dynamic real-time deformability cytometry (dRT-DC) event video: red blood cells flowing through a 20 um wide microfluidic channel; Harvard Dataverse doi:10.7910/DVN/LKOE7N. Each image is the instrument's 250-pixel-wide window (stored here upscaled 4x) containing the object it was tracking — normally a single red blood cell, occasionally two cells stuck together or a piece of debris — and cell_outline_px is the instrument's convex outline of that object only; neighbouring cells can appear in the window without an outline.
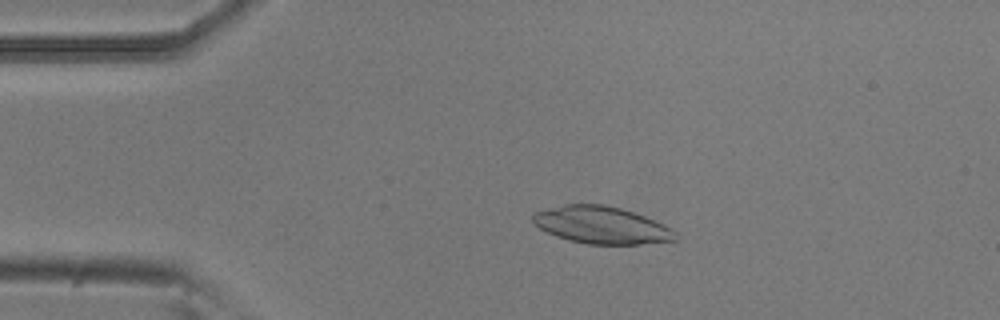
{"species": "common noctule bat (a hibernating species)", "species_latin": "Nyctalus noctula", "temperature_condition": "room temperature", "stored_images_in_passage": 53, "camera_frame_rate_fps": 3000, "um_per_image_px": 0.085, "animal": {"sex": "male", "body_mass_g": 20.5, "forearm_length_mm": 52.5}, "frame": {"image": 1, "passage_image": 11, "time_ms": 3.333, "image_size_px": [1000, 320], "cell_outline_px": [[676, 240], [640, 244], [588, 244], [568, 240], [556, 236], [540, 228], [532, 220], [532, 212], [564, 204], [604, 204], [620, 208], [644, 216], [664, 224], [672, 228], [676, 232]], "centroid_in_image_um": [51.11, 19.13], "position_along_channel_um": 33.9, "area_um2": 30.87}}
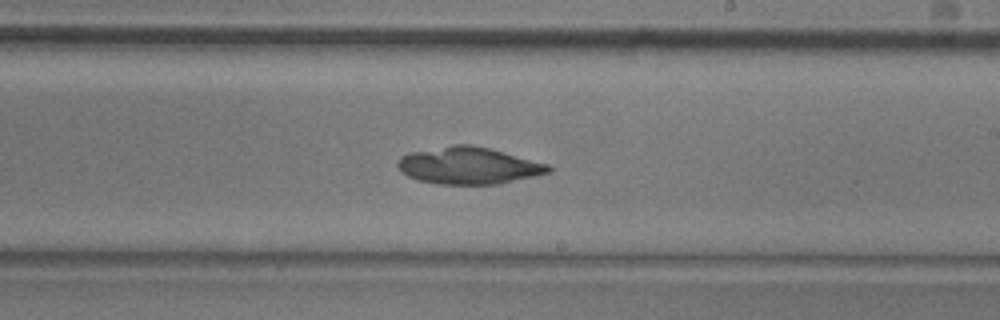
{"frame": {"image": 2, "passage_image": 31, "time_ms": 10.0, "image_size_px": [1000, 320], "cell_outline_px": [[552, 172], [500, 184], [440, 184], [416, 180], [408, 176], [396, 164], [400, 156], [408, 152], [452, 144], [472, 144], [488, 148], [548, 164], [552, 168]], "centroid_in_image_um": [39.81, 14.07], "position_along_channel_um": 249.2, "area_um2": 32.54}}
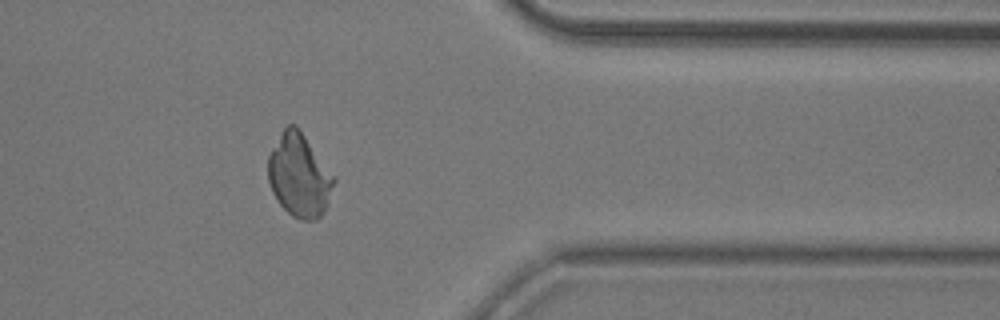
{"frame": {"image": 3, "passage_image": 43, "time_ms": 14.0, "image_size_px": [1000, 320], "cell_outline_px": [[336, 180], [324, 208], [320, 216], [316, 220], [300, 220], [292, 216], [280, 204], [272, 192], [268, 180], [268, 156], [284, 128], [288, 124], [296, 124], [336, 176]], "centroid_in_image_um": [25.44, 14.89], "position_along_channel_um": 386.0, "area_um2": 31.73}}